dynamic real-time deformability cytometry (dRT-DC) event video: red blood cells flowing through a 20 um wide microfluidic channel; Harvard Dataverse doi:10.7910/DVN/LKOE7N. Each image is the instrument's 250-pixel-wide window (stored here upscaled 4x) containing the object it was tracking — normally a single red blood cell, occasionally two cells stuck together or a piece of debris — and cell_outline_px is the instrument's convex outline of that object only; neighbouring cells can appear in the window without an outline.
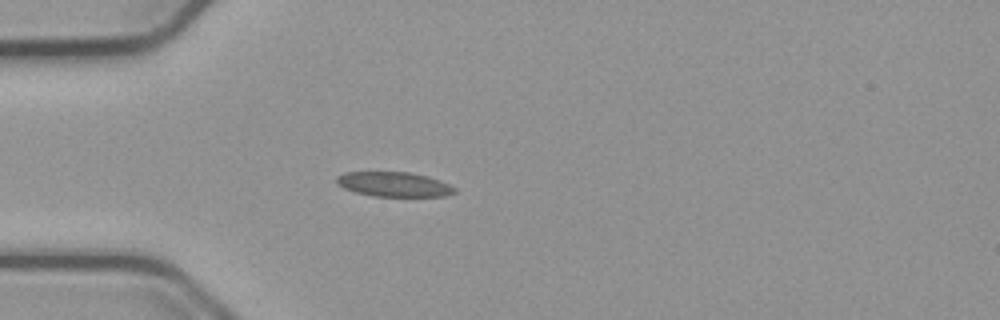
{"species": "common noctule bat (a hibernating species)", "species_latin": "Nyctalus noctula", "temperature_condition": "cold", "stored_images_in_passage": 40, "camera_frame_rate_fps": 3000, "um_per_image_px": 0.085, "animal": {"sex": "male", "body_mass_g": 23.1, "forearm_length_mm": 52.7}, "frame": {"image": 1, "passage_image": 1, "time_ms": 0.0, "image_size_px": [1000, 320], "cell_outline_px": [[456, 192], [444, 196], [372, 196], [356, 192], [344, 188], [336, 184], [336, 176], [344, 172], [408, 172], [424, 176], [448, 184], [456, 188]], "centroid_in_image_um": [33.42, 15.67], "position_along_channel_um": 51.6, "area_um2": 16.76}}
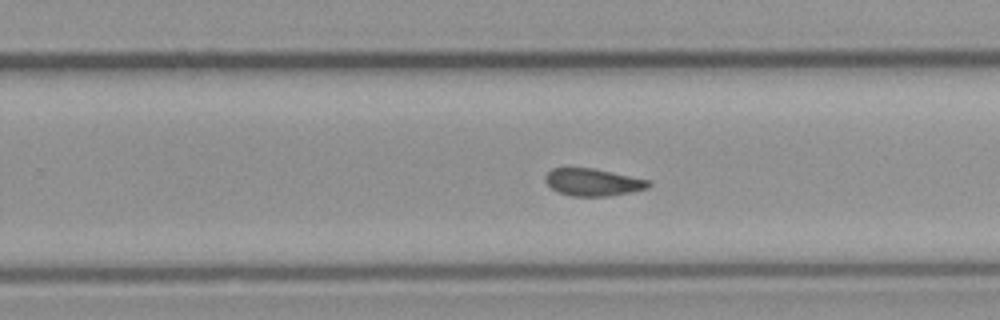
{"frame": {"image": 2, "passage_image": 20, "time_ms": 6.333, "image_size_px": [1000, 320], "cell_outline_px": [[652, 184], [648, 188], [632, 192], [608, 196], [572, 196], [560, 192], [552, 188], [544, 180], [544, 176], [552, 168], [592, 168], [612, 172], [648, 180]], "centroid_in_image_um": [50.4, 15.49], "position_along_channel_um": 279.4, "area_um2": 16.3}}
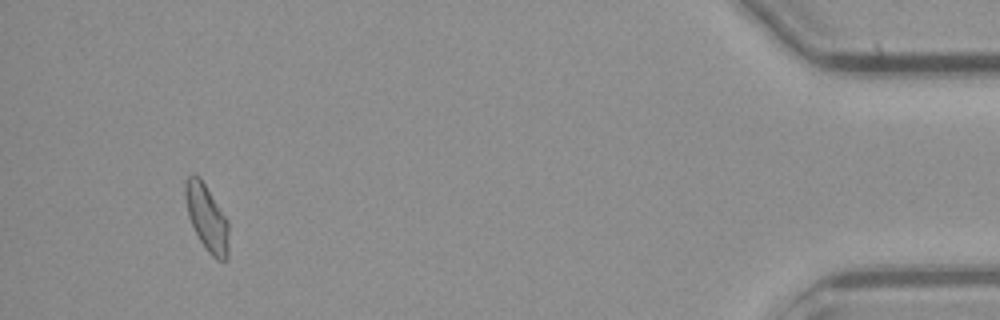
{"frame": {"image": 3, "passage_image": 37, "time_ms": 12.0, "image_size_px": [1000, 320], "cell_outline_px": [[228, 260], [216, 260], [208, 252], [200, 240], [188, 216], [184, 196], [184, 184], [188, 176], [192, 172], [196, 172], [200, 176], [228, 220]], "centroid_in_image_um": [17.57, 18.46], "position_along_channel_um": 417.6, "area_um2": 16.99}, "authors_computed_cell_mechanics": {"area_um2": 16.762, "velocity_mm_per_s": 3.7557, "shape_relaxation_time_tau1_ms": null, "shape_relaxation_time_tau2_ms": 2.9566, "deformation_change_tau1": null, "deformation_change_tau2": 0.0658}}